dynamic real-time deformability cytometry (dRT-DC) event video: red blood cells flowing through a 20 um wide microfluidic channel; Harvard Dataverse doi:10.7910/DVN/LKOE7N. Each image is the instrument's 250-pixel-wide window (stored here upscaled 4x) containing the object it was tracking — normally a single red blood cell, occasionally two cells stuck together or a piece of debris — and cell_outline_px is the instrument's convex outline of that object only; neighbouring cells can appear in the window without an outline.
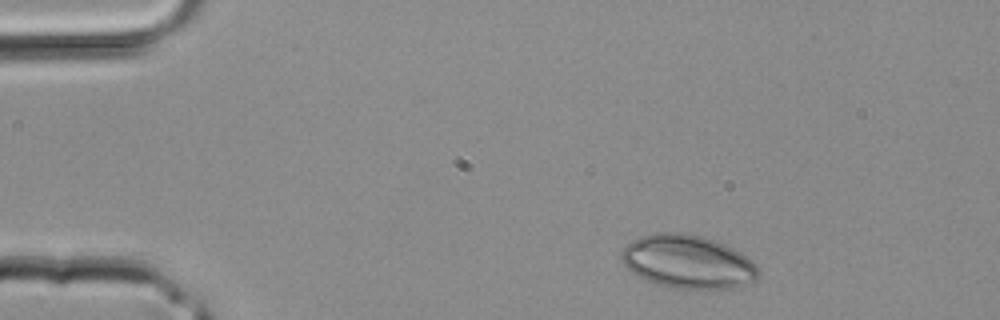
{"species": "common noctule bat (a hibernating species)", "species_latin": "Nyctalus noctula", "temperature_condition": "room temperature", "stored_images_in_passage": 3, "camera_frame_rate_fps": 3000, "um_per_image_px": 0.085, "animal": {"sex": "male", "body_mass_g": 20.4}, "frame": {"image": 1, "passage_image": 1, "time_ms": 0.0, "image_size_px": [1000, 320], "cell_outline_px": [[760, 272], [756, 280], [752, 284], [736, 288], [672, 288], [648, 280], [632, 272], [624, 264], [620, 256], [620, 252], [632, 240], [640, 236], [652, 232], [684, 232], [704, 236], [716, 240], [740, 252], [752, 260], [760, 268]], "centroid_in_image_um": [58.51, 22.23], "position_along_channel_um": 26.5, "area_um2": 42.95}}